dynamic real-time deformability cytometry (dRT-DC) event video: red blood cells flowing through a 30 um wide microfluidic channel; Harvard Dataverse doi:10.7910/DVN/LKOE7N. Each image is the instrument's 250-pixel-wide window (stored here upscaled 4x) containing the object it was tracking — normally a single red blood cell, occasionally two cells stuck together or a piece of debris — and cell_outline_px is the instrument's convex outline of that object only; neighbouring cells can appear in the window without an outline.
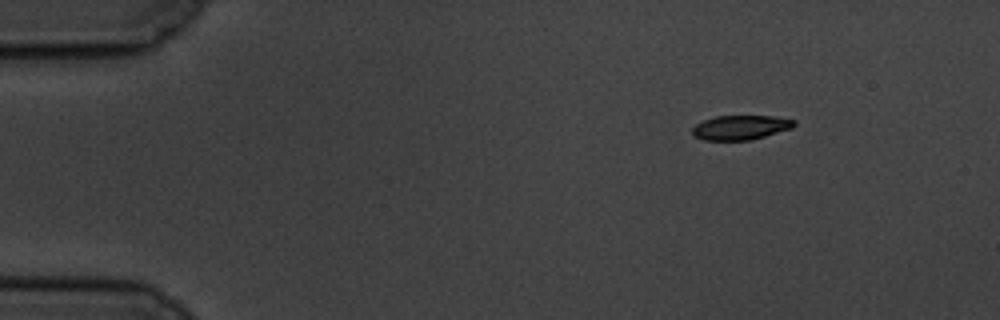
{"species": "common noctule bat (a hibernating species)", "species_latin": "Nyctalus noctula", "temperature_condition": "cold", "stored_images_in_passage": 51, "camera_frame_rate_fps": 3000, "um_per_image_px": 0.085, "animal": {"sex": "male", "body_mass_g": 19.5, "forearm_length_mm": 54.6}, "frame": {"image": 1, "passage_image": 1, "time_ms": 0.0, "image_size_px": [1000, 320], "cell_outline_px": [[796, 124], [792, 128], [752, 140], [704, 140], [692, 136], [692, 128], [696, 124], [704, 120], [716, 116], [772, 116], [796, 120]], "centroid_in_image_um": [62.94, 10.84], "position_along_channel_um": 22.1, "area_um2": 14.57}}
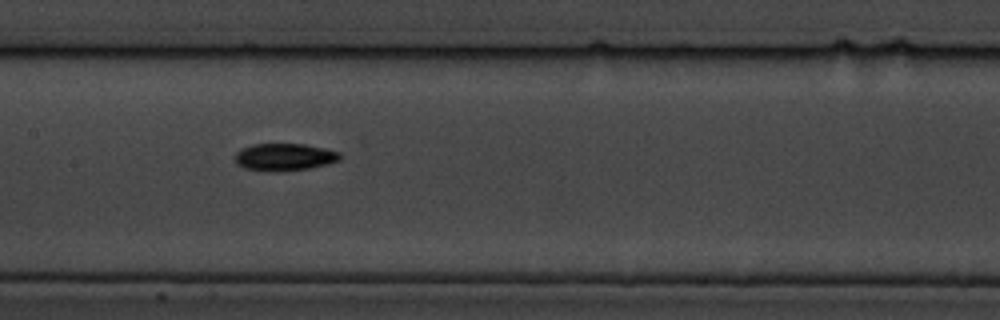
{"frame": {"image": 2, "passage_image": 22, "time_ms": 7.0, "image_size_px": [1000, 320], "cell_outline_px": [[340, 160], [308, 168], [280, 172], [268, 172], [244, 168], [236, 164], [236, 152], [240, 148], [252, 144], [304, 144], [324, 148], [340, 152]], "centroid_in_image_um": [24.13, 13.35], "position_along_channel_um": 183.3, "area_um2": 16.76}}
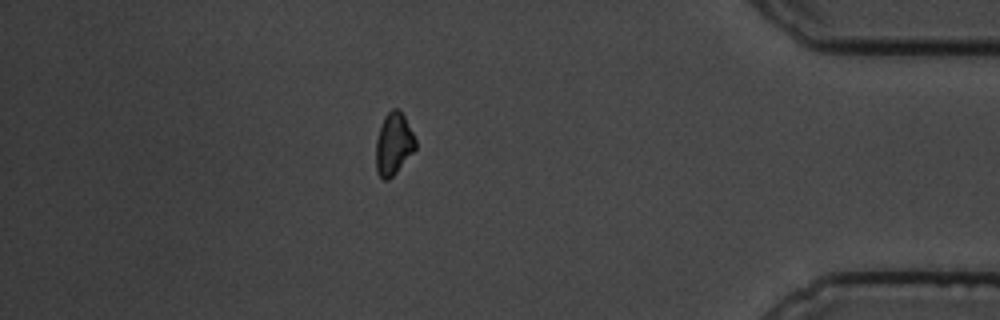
{"frame": {"image": 3, "passage_image": 44, "time_ms": 14.333, "image_size_px": [1000, 320], "cell_outline_px": [[416, 148], [396, 172], [388, 180], [384, 180], [376, 172], [376, 140], [384, 116], [392, 108], [396, 108], [404, 116], [416, 140]], "centroid_in_image_um": [33.44, 12.24], "position_along_channel_um": 401.8, "area_um2": 14.1}, "authors_computed_cell_mechanics": {"area_um2": 15.5482, "velocity_mm_per_s": 3.4825, "shape_relaxation_time_tau1_ms": 2.1398, "shape_relaxation_time_tau2_ms": null, "deformation_change_tau1": 0.1027, "deformation_change_tau2": null}}